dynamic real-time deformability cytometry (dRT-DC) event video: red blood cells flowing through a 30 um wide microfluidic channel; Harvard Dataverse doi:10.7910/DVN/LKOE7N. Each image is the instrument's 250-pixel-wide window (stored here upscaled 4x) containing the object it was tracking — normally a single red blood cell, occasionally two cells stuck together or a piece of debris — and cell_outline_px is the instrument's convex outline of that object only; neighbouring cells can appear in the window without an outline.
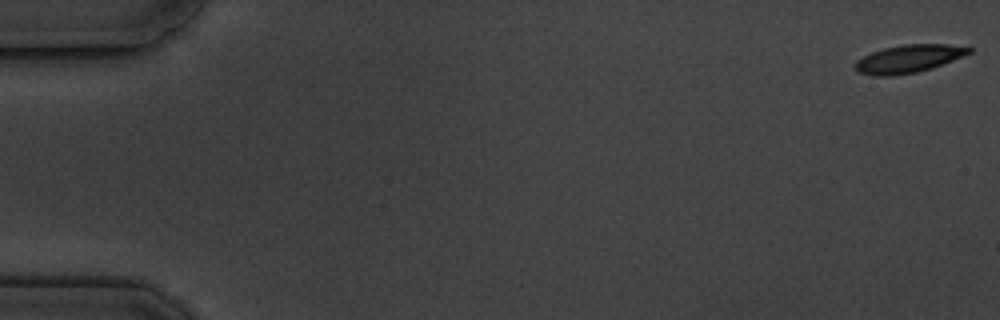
{"species": "common noctule bat (a hibernating species)", "species_latin": "Nyctalus noctula", "temperature_condition": "cold", "stored_images_in_passage": 4, "camera_frame_rate_fps": 3000, "um_per_image_px": 0.085, "animal": {"sex": "male", "body_mass_g": 19.5, "forearm_length_mm": 54.6}, "frame": {"image": 1, "passage_image": 1, "time_ms": 0.0, "image_size_px": [1000, 320], "cell_outline_px": [[972, 52], [932, 68], [916, 72], [892, 76], [872, 76], [860, 72], [856, 68], [856, 60], [872, 52], [884, 48], [904, 44], [968, 44], [972, 48]], "centroid_in_image_um": [77.3, 4.97], "position_along_channel_um": 7.7, "area_um2": 18.55}}